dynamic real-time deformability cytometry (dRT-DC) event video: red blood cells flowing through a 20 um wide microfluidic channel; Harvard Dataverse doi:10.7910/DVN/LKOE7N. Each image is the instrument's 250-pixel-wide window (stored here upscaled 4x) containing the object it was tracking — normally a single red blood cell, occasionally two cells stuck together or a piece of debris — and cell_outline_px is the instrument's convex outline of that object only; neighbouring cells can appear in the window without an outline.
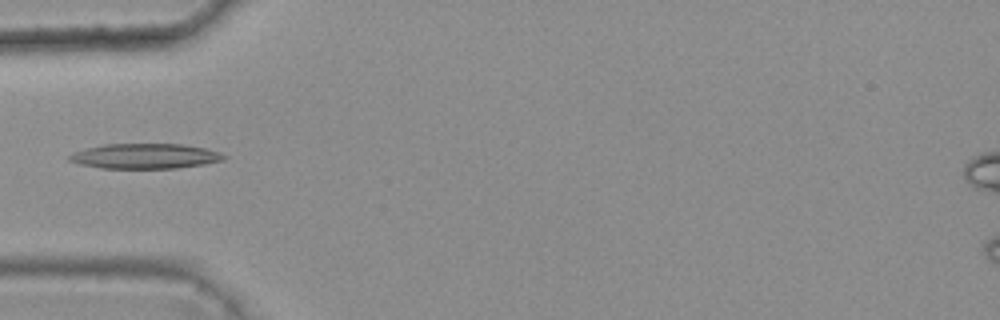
{"species": "common noctule bat (a hibernating species)", "species_latin": "Nyctalus noctula", "temperature_condition": "warm", "stored_images_in_passage": 2, "camera_frame_rate_fps": 3000, "um_per_image_px": 0.085, "animal": {"sex": "female", "body_mass_g": 25.1}, "frame": {"image": 1, "passage_image": 1, "time_ms": 0.0, "image_size_px": [1000, 320], "cell_outline_px": [[228, 156], [224, 160], [204, 164], [176, 168], [100, 168], [80, 164], [68, 160], [68, 156], [72, 152], [104, 144], [184, 144], [204, 148], [220, 152]], "centroid_in_image_um": [12.34, 13.27], "position_along_channel_um": 72.7, "area_um2": 22.6}}
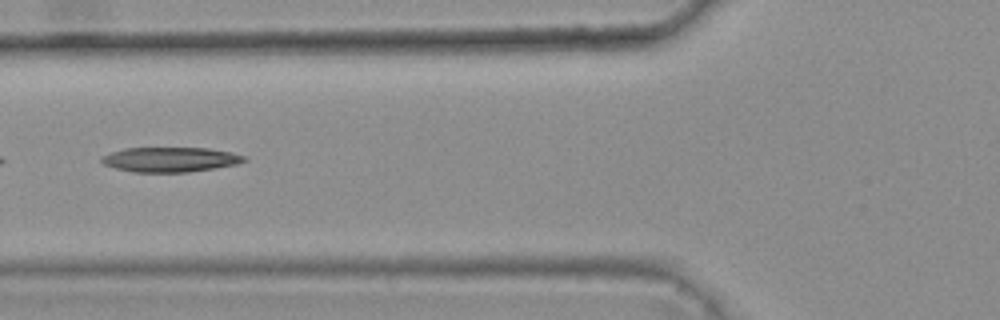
{"frame": {"image": 2, "passage_image": 2, "time_ms": 0.333, "image_size_px": [1000, 320], "cell_outline_px": [[248, 160], [236, 164], [216, 168], [188, 172], [132, 172], [116, 168], [104, 164], [100, 160], [100, 156], [124, 148], [208, 148], [228, 152], [244, 156]], "centroid_in_image_um": [14.44, 13.56], "position_along_channel_um": 111.4, "area_um2": 20.52}}